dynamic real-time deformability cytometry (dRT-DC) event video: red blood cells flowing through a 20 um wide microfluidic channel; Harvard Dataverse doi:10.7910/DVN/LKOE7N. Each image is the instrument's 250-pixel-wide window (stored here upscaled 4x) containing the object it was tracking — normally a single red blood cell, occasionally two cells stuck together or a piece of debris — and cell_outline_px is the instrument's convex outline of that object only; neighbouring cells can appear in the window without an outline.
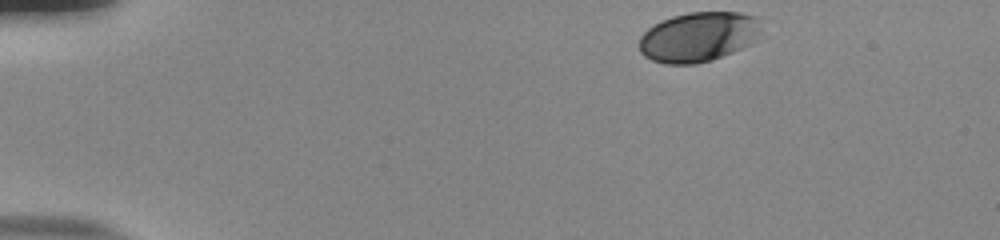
{"species": "human", "species_latin": "Homo sapiens", "temperature_condition": "room temperature", "stored_images_in_passage": 40, "camera_frame_rate_fps": 3000, "um_per_image_px": 0.085, "donor": {"sex": "male"}, "frame": {"image": 1, "passage_image": 1, "time_ms": 0.0, "image_size_px": [1000, 240], "cell_outline_px": [[760, 32], [748, 44], [732, 52], [712, 60], [696, 64], [664, 64], [652, 60], [644, 56], [640, 52], [640, 36], [648, 28], [672, 16], [688, 12], [740, 12], [752, 16]], "centroid_in_image_um": [59.28, 3.15], "position_along_channel_um": 25.7, "area_um2": 34.8}}
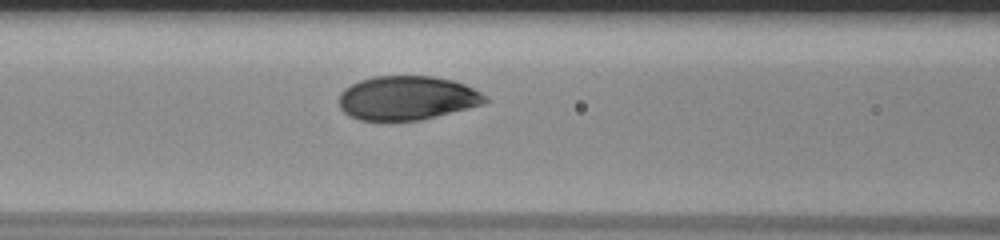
{"frame": {"image": 2, "passage_image": 17, "time_ms": 5.333, "image_size_px": [1000, 240], "cell_outline_px": [[492, 100], [484, 104], [420, 120], [360, 120], [348, 116], [340, 108], [340, 92], [344, 88], [360, 80], [372, 76], [432, 76], [452, 80], [464, 84], [480, 92]], "centroid_in_image_um": [34.6, 8.32], "position_along_channel_um": 132.0, "area_um2": 37.51}}
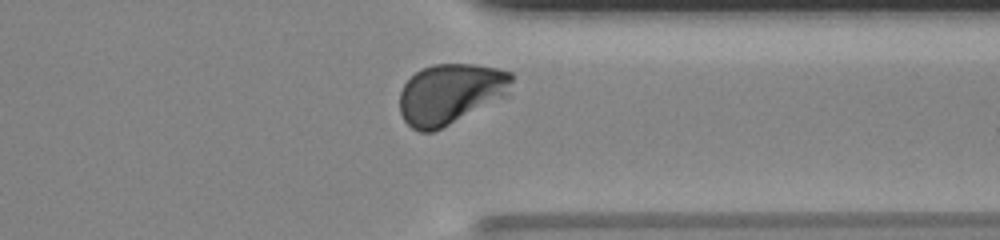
{"frame": {"image": 3, "passage_image": 36, "time_ms": 11.667, "image_size_px": [1000, 240], "cell_outline_px": [[512, 96], [432, 132], [420, 132], [412, 128], [404, 120], [400, 112], [400, 92], [404, 84], [416, 72], [432, 64], [476, 64], [496, 68], [512, 72]], "centroid_in_image_um": [38.37, 7.98], "position_along_channel_um": 373.0, "area_um2": 40.23}, "authors_computed_cell_mechanics": {"area_um2": 38.0324, "velocity_mm_per_s": 3.8161, "shape_relaxation_time_tau1_ms": 2.0282, "shape_relaxation_time_tau2_ms": null, "deformation_change_tau1": 0.113, "deformation_change_tau2": null}}